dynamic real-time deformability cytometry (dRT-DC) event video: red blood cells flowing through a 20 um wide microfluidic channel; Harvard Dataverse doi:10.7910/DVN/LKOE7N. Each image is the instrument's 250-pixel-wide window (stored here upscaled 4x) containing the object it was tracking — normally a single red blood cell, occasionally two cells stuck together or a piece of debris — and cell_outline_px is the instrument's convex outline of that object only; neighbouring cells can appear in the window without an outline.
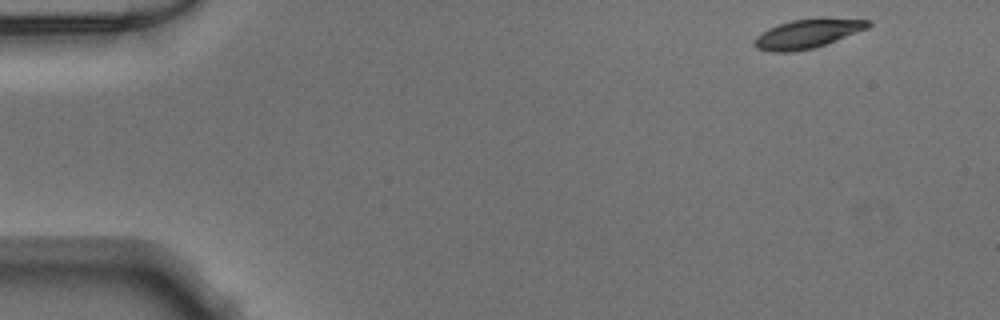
{"species": "Egyptian fruit bat (a non-hibernating species)", "species_latin": "Rousettus aegyptiacus", "temperature_condition": "warm", "stored_images_in_passage": 47, "camera_frame_rate_fps": 3000, "um_per_image_px": 0.085, "animal": {"sex": "male"}, "frame": {"image": 1, "passage_image": 1, "time_ms": 0.0, "image_size_px": [1000, 320], "cell_outline_px": [[872, 24], [868, 28], [836, 40], [812, 48], [792, 52], [772, 52], [756, 48], [752, 44], [752, 40], [760, 32], [768, 28], [792, 20], [820, 16], [872, 20]], "centroid_in_image_um": [68.63, 2.83], "position_along_channel_um": 16.4, "area_um2": 19.71}}
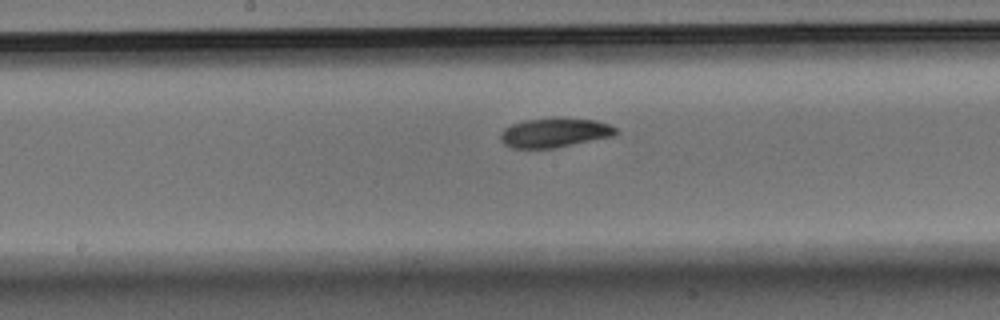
{"frame": {"image": 2, "passage_image": 23, "time_ms": 7.333, "image_size_px": [1000, 320], "cell_outline_px": [[620, 132], [616, 136], [556, 148], [512, 148], [504, 144], [500, 140], [500, 132], [504, 128], [512, 124], [524, 120], [552, 116], [560, 116], [596, 120], [608, 124], [616, 128]], "centroid_in_image_um": [47.18, 11.25], "position_along_channel_um": 201.0, "area_um2": 20.52}}
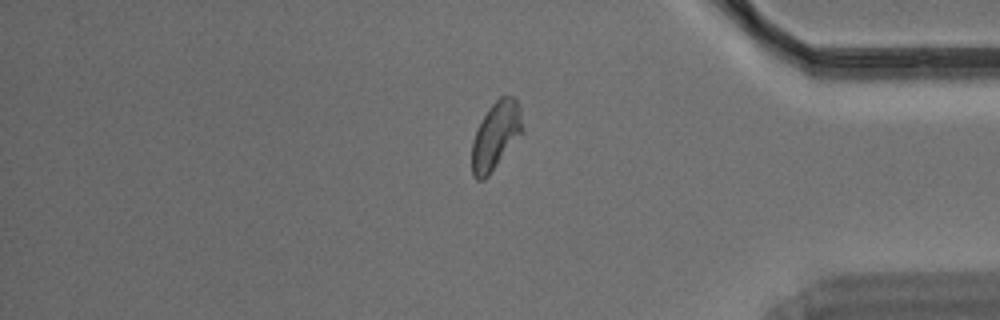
{"frame": {"image": 3, "passage_image": 39, "time_ms": 12.667, "image_size_px": [1000, 320], "cell_outline_px": [[524, 132], [488, 176], [484, 180], [476, 180], [472, 176], [472, 140], [488, 108], [500, 96], [512, 96], [516, 100], [520, 108]], "centroid_in_image_um": [42.15, 11.55], "position_along_channel_um": 393.1, "area_um2": 19.94}}